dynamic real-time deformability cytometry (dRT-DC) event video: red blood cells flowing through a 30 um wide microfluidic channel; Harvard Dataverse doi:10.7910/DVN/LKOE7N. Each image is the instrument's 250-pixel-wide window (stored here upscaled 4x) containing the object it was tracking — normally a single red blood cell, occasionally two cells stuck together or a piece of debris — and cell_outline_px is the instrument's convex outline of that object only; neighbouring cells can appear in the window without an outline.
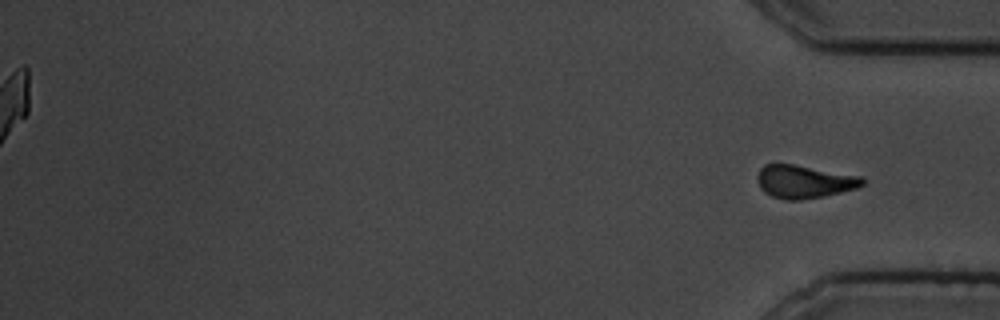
{"species": "common noctule bat (a hibernating species)", "species_latin": "Nyctalus noctula", "temperature_condition": "cold", "stored_images_in_passage": 17, "segment_of_instrument_passage": [2, 2], "camera_frame_rate_fps": 3000, "um_per_image_px": 0.085, "animal": {"sex": "male", "body_mass_g": 19.5, "forearm_length_mm": 54.6}, "frame": {"image": 1, "passage_image": 17, "time_ms": 20.0, "image_size_px": [1000, 320], "cell_outline_px": [[864, 184], [856, 188], [824, 196], [800, 200], [788, 200], [772, 196], [764, 192], [760, 188], [756, 176], [760, 168], [764, 164], [792, 164], [864, 176]], "centroid_in_image_um": [68.35, 15.43], "position_along_channel_um": 366.8, "area_um2": 20.29}}